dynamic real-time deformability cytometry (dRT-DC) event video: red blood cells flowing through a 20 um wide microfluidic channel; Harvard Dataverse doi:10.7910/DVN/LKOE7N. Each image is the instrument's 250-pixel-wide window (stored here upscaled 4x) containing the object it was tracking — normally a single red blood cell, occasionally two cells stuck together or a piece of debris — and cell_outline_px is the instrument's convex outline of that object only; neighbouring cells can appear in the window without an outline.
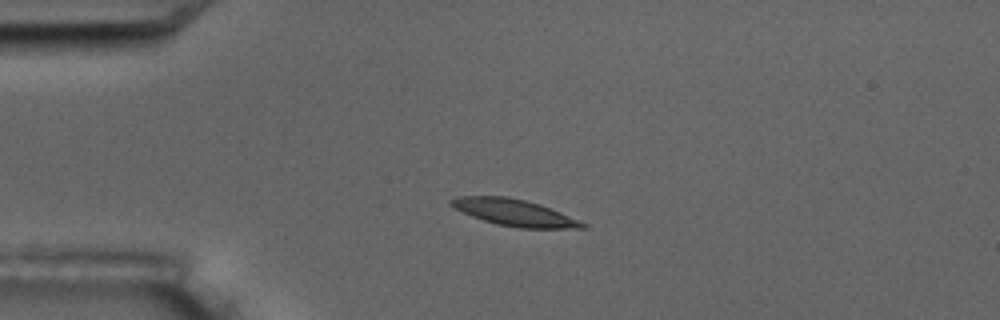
{"species": "common noctule bat (a hibernating species)", "species_latin": "Nyctalus noctula", "temperature_condition": "room temperature", "stored_images_in_passage": 4, "camera_frame_rate_fps": 3000, "um_per_image_px": 0.085, "animal": {"sex": "male", "body_mass_g": 17.5, "forearm_length_mm": 52.3}, "frame": {"image": 1, "passage_image": 3, "time_ms": 2.333, "image_size_px": [1000, 320], "cell_outline_px": [[588, 228], [516, 228], [496, 224], [472, 216], [452, 208], [448, 204], [448, 200], [460, 196], [508, 196], [540, 204], [560, 212], [588, 224]], "centroid_in_image_um": [43.69, 18.07], "position_along_channel_um": 41.3, "area_um2": 20.46}}